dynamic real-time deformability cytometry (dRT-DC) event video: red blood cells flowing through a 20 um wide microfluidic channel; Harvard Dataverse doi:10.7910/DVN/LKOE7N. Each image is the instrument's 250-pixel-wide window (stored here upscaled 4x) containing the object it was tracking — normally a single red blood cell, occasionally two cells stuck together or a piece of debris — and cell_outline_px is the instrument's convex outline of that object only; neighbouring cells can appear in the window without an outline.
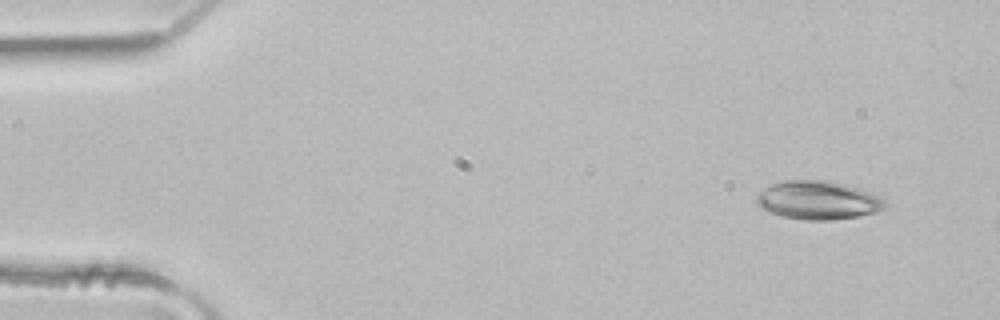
{"species": "common noctule bat (a hibernating species)", "species_latin": "Nyctalus noctula", "temperature_condition": "room temperature", "stored_images_in_passage": 3, "camera_frame_rate_fps": 3000, "um_per_image_px": 0.085, "animal": {"sex": "male", "body_mass_g": 21.5, "forearm_length_mm": 52.0}, "frame": {"image": 1, "passage_image": 1, "time_ms": 0.0, "image_size_px": [1000, 320], "cell_outline_px": [[888, 204], [884, 208], [876, 212], [860, 216], [832, 220], [804, 220], [780, 216], [768, 212], [760, 208], [756, 204], [756, 196], [768, 184], [784, 180], [828, 180], [844, 184], [868, 192], [884, 200]], "centroid_in_image_um": [69.46, 17.02], "position_along_channel_um": 15.5, "area_um2": 29.02}}